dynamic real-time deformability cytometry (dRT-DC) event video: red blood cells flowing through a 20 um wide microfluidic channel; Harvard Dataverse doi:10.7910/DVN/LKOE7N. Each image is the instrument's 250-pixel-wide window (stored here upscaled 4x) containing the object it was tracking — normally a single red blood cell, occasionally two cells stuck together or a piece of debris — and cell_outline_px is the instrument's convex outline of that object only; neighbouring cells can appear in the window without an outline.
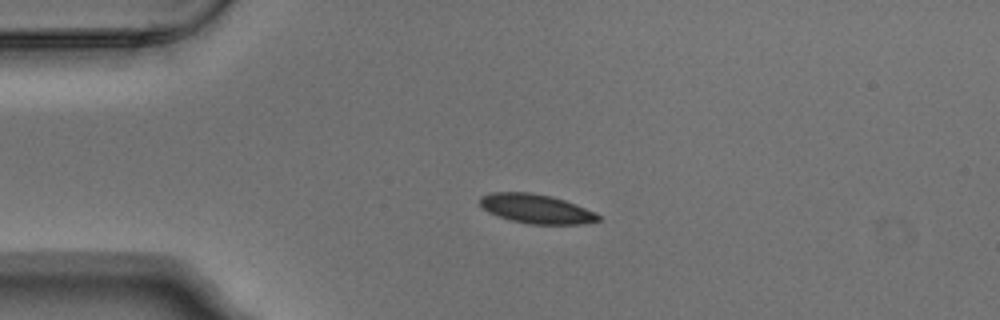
{"species": "Egyptian fruit bat (a non-hibernating species)", "species_latin": "Rousettus aegyptiacus", "temperature_condition": "warm", "stored_images_in_passage": 4, "camera_frame_rate_fps": 3000, "um_per_image_px": 0.085, "animal": {"sex": "male"}, "frame": {"image": 1, "passage_image": 2, "time_ms": 0.333, "image_size_px": [1000, 320], "cell_outline_px": [[600, 220], [584, 224], [528, 224], [512, 220], [488, 212], [480, 208], [480, 196], [492, 192], [532, 192], [552, 196], [576, 204], [596, 212], [600, 216]], "centroid_in_image_um": [45.58, 17.74], "position_along_channel_um": 39.4, "area_um2": 20.29}}
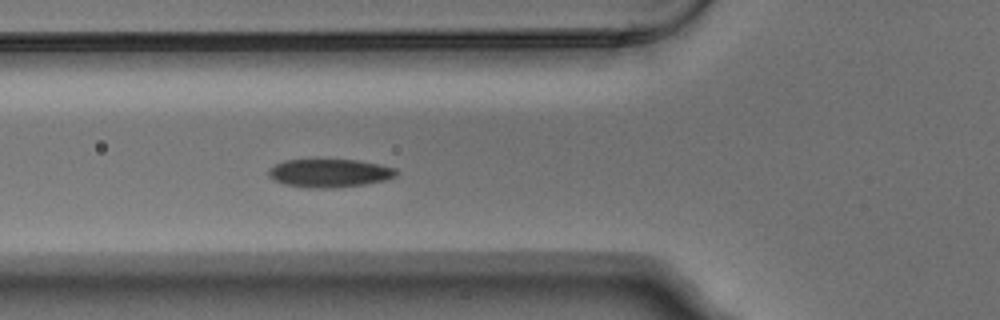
{"frame": {"image": 2, "passage_image": 4, "time_ms": 1.0, "image_size_px": [1000, 320], "cell_outline_px": [[400, 172], [396, 176], [384, 180], [364, 184], [336, 188], [308, 188], [284, 184], [268, 176], [268, 168], [284, 160], [356, 160], [396, 168]], "centroid_in_image_um": [28.0, 14.72], "position_along_channel_um": 97.8, "area_um2": 20.98}}